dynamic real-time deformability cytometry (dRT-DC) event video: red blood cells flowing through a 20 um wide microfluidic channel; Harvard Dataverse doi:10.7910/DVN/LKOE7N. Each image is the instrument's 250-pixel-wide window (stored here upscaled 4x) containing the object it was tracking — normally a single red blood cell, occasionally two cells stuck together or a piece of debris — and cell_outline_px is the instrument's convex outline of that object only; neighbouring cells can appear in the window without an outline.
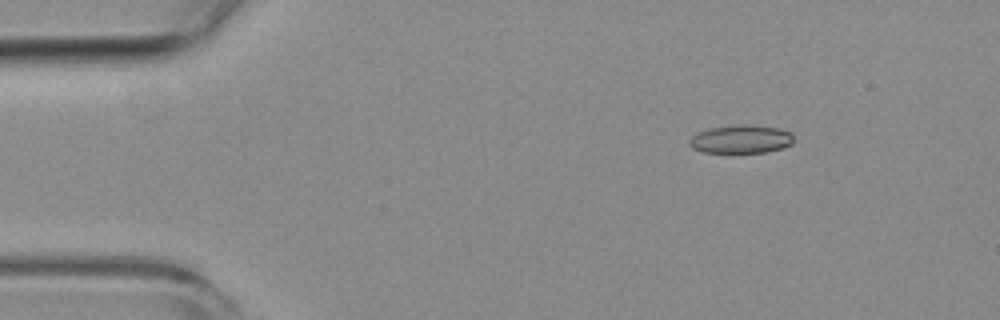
{"species": "common noctule bat (a hibernating species)", "species_latin": "Nyctalus noctula", "temperature_condition": "room temperature", "stored_images_in_passage": 2, "camera_frame_rate_fps": 3000, "um_per_image_px": 0.085, "animal": {"sex": "female", "body_mass_g": 19.3, "forearm_length_mm": 54.1}, "frame": {"image": 1, "passage_image": 1, "time_ms": 0.0, "image_size_px": [1000, 320], "cell_outline_px": [[796, 140], [792, 144], [784, 148], [764, 152], [704, 152], [692, 148], [688, 144], [688, 140], [692, 136], [708, 128], [744, 124], [780, 128], [792, 132]], "centroid_in_image_um": [63.04, 11.82], "position_along_channel_um": 22.0, "area_um2": 17.34}}